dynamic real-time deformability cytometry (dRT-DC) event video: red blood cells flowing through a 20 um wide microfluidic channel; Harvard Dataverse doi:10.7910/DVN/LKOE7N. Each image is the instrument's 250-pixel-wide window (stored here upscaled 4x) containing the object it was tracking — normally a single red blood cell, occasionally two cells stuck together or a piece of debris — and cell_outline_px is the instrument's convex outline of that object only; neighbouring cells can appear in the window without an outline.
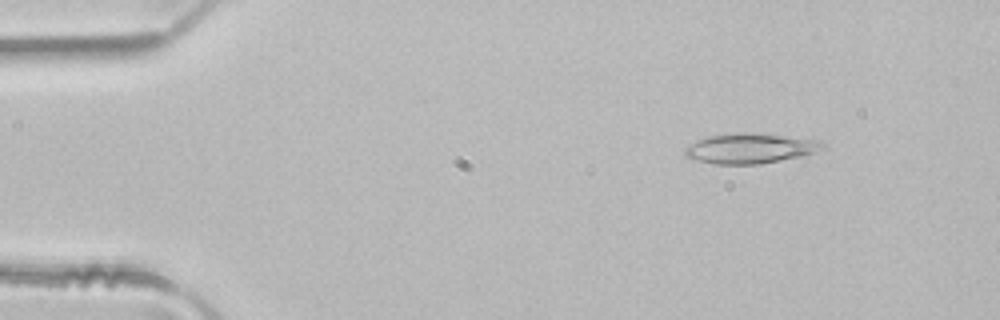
{"species": "common noctule bat (a hibernating species)", "species_latin": "Nyctalus noctula", "temperature_condition": "room temperature", "stored_images_in_passage": 48, "camera_frame_rate_fps": 3000, "um_per_image_px": 0.085, "animal": {"sex": "male", "body_mass_g": 21.5, "forearm_length_mm": 52.0}, "frame": {"image": 1, "passage_image": 5, "time_ms": 1.333, "image_size_px": [1000, 320], "cell_outline_px": [[824, 148], [816, 152], [800, 156], [760, 164], [716, 164], [696, 160], [684, 156], [684, 148], [688, 144], [696, 140], [708, 136], [740, 132], [752, 132], [820, 140], [824, 144]], "centroid_in_image_um": [63.73, 12.6], "position_along_channel_um": 21.3, "area_um2": 24.22}}
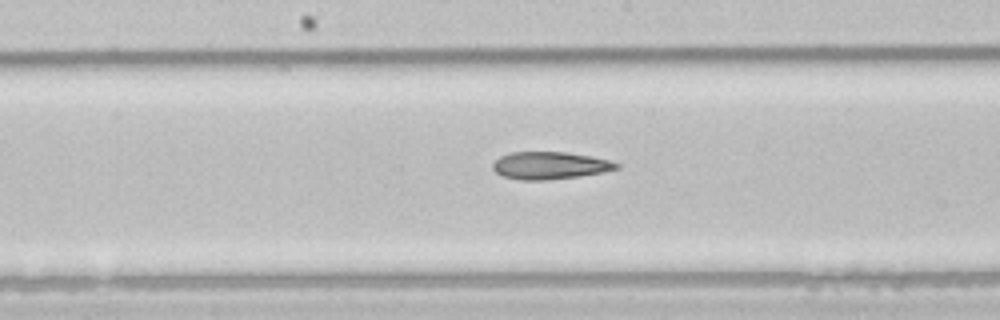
{"frame": {"image": 2, "passage_image": 24, "time_ms": 7.667, "image_size_px": [1000, 320], "cell_outline_px": [[620, 168], [604, 172], [580, 176], [544, 180], [520, 180], [504, 176], [496, 172], [492, 168], [492, 164], [500, 156], [512, 152], [564, 152], [592, 156], [608, 160], [620, 164]], "centroid_in_image_um": [46.75, 14.06], "position_along_channel_um": 201.4, "area_um2": 19.71}}
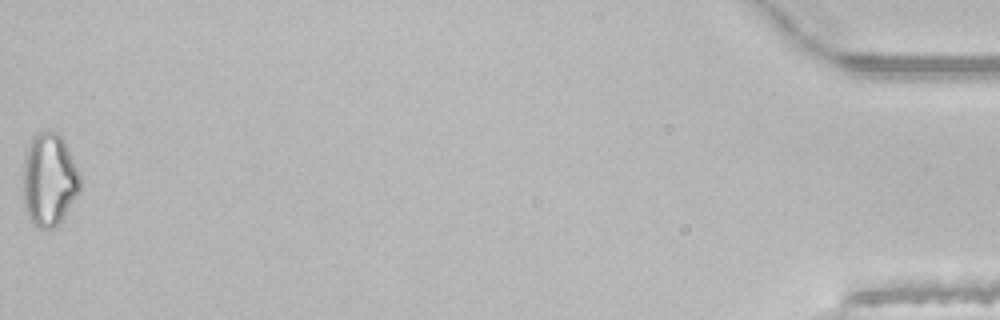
{"frame": {"image": 3, "passage_image": 48, "time_ms": 15.667, "image_size_px": [1000, 320], "cell_outline_px": [[80, 192], [64, 216], [52, 228], [40, 228], [28, 216], [24, 208], [24, 156], [32, 136], [36, 132], [56, 132], [64, 140], [80, 176]], "centroid_in_image_um": [4.18, 15.25], "position_along_channel_um": 431.0, "area_um2": 30.46}, "authors_computed_cell_mechanics": {"area_um2": 21.8195, "velocity_mm_per_s": 4.1402, "shape_relaxation_time_tau1_ms": null, "shape_relaxation_time_tau2_ms": 6.8165, "deformation_change_tau1": null, "deformation_change_tau2": 0.1973}}